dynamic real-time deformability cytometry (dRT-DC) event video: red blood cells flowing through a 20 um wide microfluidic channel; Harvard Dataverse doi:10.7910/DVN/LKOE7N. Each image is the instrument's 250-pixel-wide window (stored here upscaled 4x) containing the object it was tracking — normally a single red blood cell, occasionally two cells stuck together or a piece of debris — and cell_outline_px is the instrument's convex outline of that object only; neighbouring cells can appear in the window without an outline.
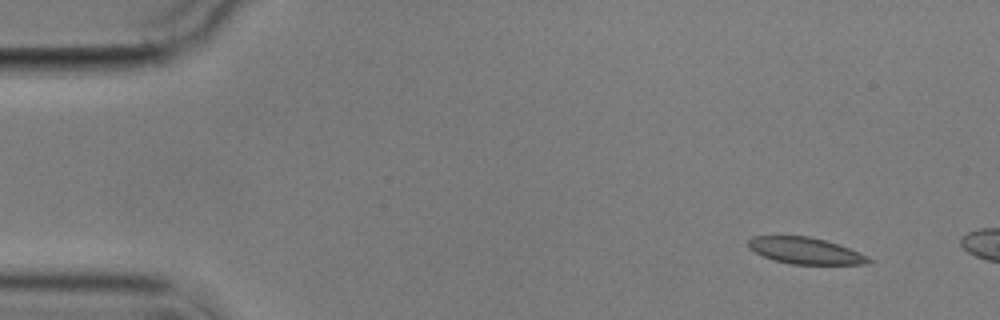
{"species": "common noctule bat (a hibernating species)", "species_latin": "Nyctalus noctula", "temperature_condition": "cold", "stored_images_in_passage": 4, "camera_frame_rate_fps": 3000, "um_per_image_px": 0.085, "animal": {"sex": "male", "body_mass_g": 17.9}, "frame": {"image": 1, "passage_image": 1, "time_ms": 0.0, "image_size_px": [1000, 320], "cell_outline_px": [[872, 260], [868, 264], [792, 264], [772, 260], [748, 248], [748, 240], [752, 236], [808, 236], [824, 240], [860, 252]], "centroid_in_image_um": [68.42, 21.31], "position_along_channel_um": 16.6, "area_um2": 18.38}}